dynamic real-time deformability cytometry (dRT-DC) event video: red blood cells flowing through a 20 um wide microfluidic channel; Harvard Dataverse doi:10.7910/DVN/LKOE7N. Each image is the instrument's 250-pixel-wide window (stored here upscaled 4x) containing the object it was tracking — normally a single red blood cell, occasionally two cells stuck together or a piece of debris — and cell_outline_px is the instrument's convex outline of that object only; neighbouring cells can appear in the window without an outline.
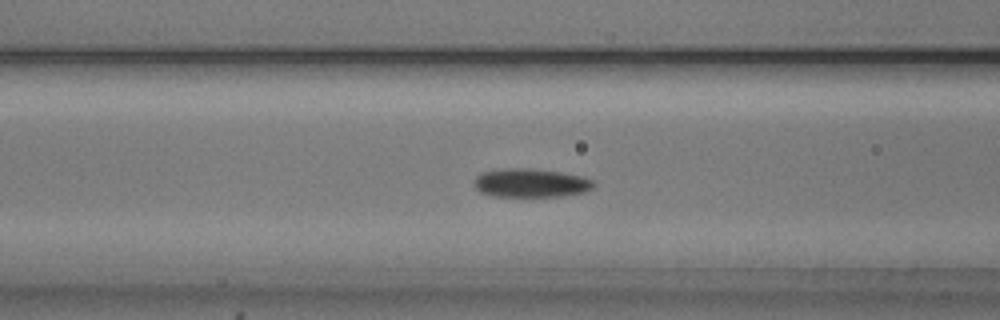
{"species": "common noctule bat (a hibernating species)", "species_latin": "Nyctalus noctula", "temperature_condition": "cold", "stored_images_in_passage": 46, "camera_frame_rate_fps": 3000, "um_per_image_px": 0.085, "animal": {"sex": "male", "body_mass_g": 20.5, "forearm_length_mm": 52.5}, "frame": {"image": 1, "passage_image": 21, "time_ms": 6.667, "image_size_px": [1000, 320], "cell_outline_px": [[596, 184], [592, 188], [584, 192], [564, 196], [492, 196], [480, 192], [476, 188], [472, 180], [480, 172], [508, 168], [528, 168], [560, 172], [580, 176], [596, 180]], "centroid_in_image_um": [45.11, 15.55], "position_along_channel_um": 121.5, "area_um2": 20.11}}
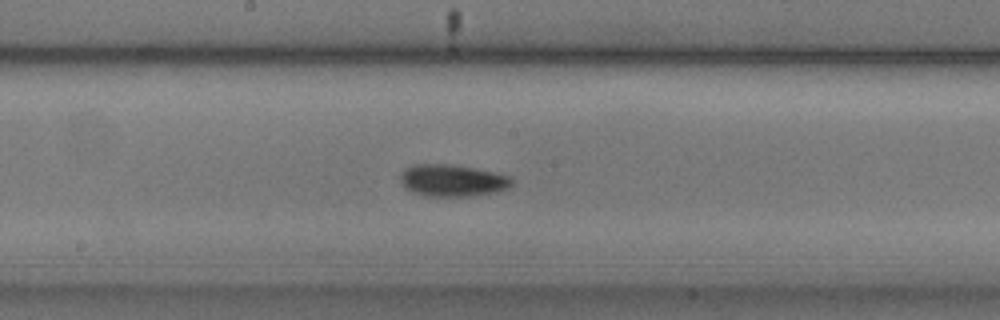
{"frame": {"image": 2, "passage_image": 28, "time_ms": 9.0, "image_size_px": [1000, 320], "cell_outline_px": [[512, 184], [508, 188], [496, 192], [468, 196], [424, 196], [412, 192], [404, 188], [400, 184], [400, 176], [404, 168], [412, 164], [448, 164], [472, 168], [492, 172], [508, 176], [512, 180]], "centroid_in_image_um": [38.37, 15.34], "position_along_channel_um": 209.8, "area_um2": 20.75}}
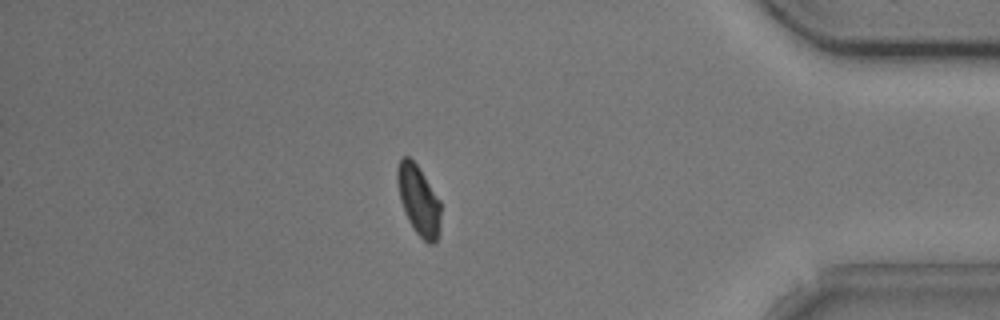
{"frame": {"image": 3, "passage_image": 46, "time_ms": 15.0, "image_size_px": [1000, 320], "cell_outline_px": [[440, 228], [436, 240], [432, 244], [428, 244], [416, 232], [408, 220], [404, 212], [400, 200], [396, 180], [396, 168], [400, 160], [404, 156], [408, 156], [416, 164], [440, 200]], "centroid_in_image_um": [35.56, 17.02], "position_along_channel_um": 399.6, "area_um2": 17.57}, "authors_computed_cell_mechanics": {"area_um2": 18.9873, "velocity_mm_per_s": 3.7742, "shape_relaxation_time_tau1_ms": 1.9981, "shape_relaxation_time_tau2_ms": 6.4785, "deformation_change_tau1": 0.1023, "deformation_change_tau2": 0.1028}}